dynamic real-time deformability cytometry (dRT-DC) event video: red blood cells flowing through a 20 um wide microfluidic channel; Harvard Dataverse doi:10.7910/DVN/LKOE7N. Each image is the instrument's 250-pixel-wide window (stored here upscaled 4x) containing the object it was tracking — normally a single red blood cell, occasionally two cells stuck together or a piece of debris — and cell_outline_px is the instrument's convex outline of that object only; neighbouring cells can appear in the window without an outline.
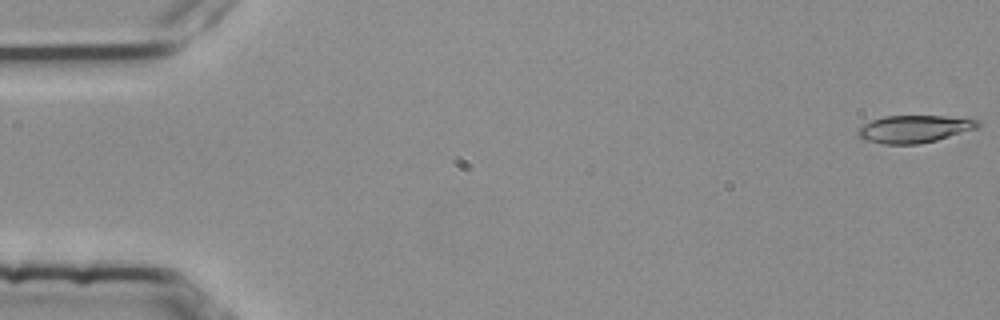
{"species": "common noctule bat (a hibernating species)", "species_latin": "Nyctalus noctula", "temperature_condition": "room temperature", "stored_images_in_passage": 54, "camera_frame_rate_fps": 3000, "um_per_image_px": 0.085, "animal": {"sex": "female", "body_mass_g": 25.1}, "frame": {"image": 1, "passage_image": 1, "time_ms": 0.0, "image_size_px": [1000, 320], "cell_outline_px": [[980, 124], [976, 128], [936, 140], [920, 144], [884, 144], [864, 140], [856, 136], [856, 128], [872, 120], [884, 116], [944, 116], [980, 120]], "centroid_in_image_um": [77.64, 10.96], "position_along_channel_um": 7.4, "area_um2": 19.19}}
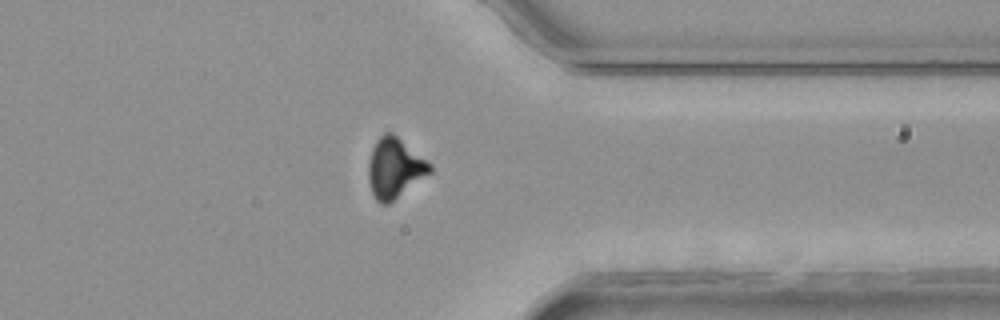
{"frame": {"image": 2, "passage_image": 43, "time_ms": 14.0, "image_size_px": [1000, 320], "cell_outline_px": [[432, 172], [388, 204], [380, 204], [376, 200], [372, 192], [368, 180], [368, 164], [372, 148], [376, 140], [384, 132], [392, 132], [432, 164]], "centroid_in_image_um": [33.54, 14.28], "position_along_channel_um": 377.9, "area_um2": 21.5}}
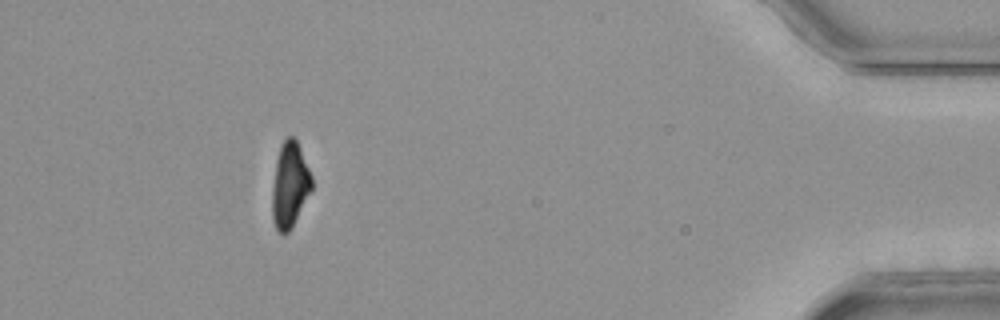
{"frame": {"image": 3, "passage_image": 50, "time_ms": 16.333, "image_size_px": [1000, 320], "cell_outline_px": [[312, 188], [292, 228], [288, 232], [280, 232], [276, 228], [272, 220], [272, 188], [276, 160], [280, 144], [288, 136], [292, 136], [296, 140], [300, 148], [312, 176]], "centroid_in_image_um": [24.62, 15.72], "position_along_channel_um": 410.6, "area_um2": 19.59}, "authors_computed_cell_mechanics": {"area_um2": 20.2878, "velocity_mm_per_s": 3.788, "shape_relaxation_time_tau1_ms": 5.1879, "shape_relaxation_time_tau2_ms": 4.3527, "deformation_change_tau1": 0.1806, "deformation_change_tau2": 0.1097}}